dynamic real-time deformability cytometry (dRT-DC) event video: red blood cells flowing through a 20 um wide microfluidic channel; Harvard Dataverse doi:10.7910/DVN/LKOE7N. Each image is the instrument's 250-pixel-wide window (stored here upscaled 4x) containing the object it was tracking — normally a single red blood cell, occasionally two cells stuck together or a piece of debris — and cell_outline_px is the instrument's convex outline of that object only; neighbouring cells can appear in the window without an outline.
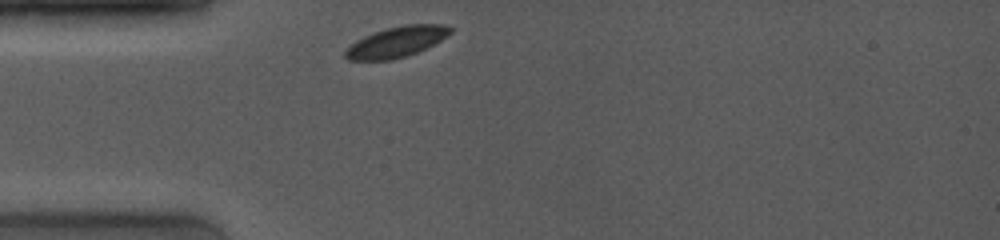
{"species": "common noctule bat (a hibernating species)", "species_latin": "Nyctalus noctula", "temperature_condition": "room temperature", "stored_images_in_passage": 38, "camera_frame_rate_fps": 4000, "um_per_image_px": 0.085, "animal": {"sex": "female", "body_mass_g": 19.0, "forearm_length_mm": 53.3}, "frame": {"image": 1, "passage_image": 1, "time_ms": 0.0, "image_size_px": [1000, 240], "cell_outline_px": [[452, 32], [440, 40], [408, 56], [392, 60], [348, 60], [344, 56], [344, 52], [356, 40], [364, 36], [388, 28], [404, 24], [440, 24], [452, 28]], "centroid_in_image_um": [33.69, 3.57], "position_along_channel_um": 51.3, "area_um2": 18.44}}
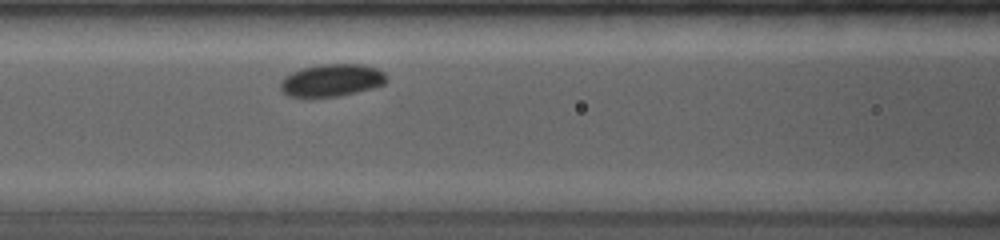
{"frame": {"image": 2, "passage_image": 10, "time_ms": 2.5, "image_size_px": [1000, 240], "cell_outline_px": [[388, 80], [384, 84], [372, 88], [340, 96], [300, 100], [288, 96], [280, 88], [280, 80], [292, 72], [304, 68], [320, 64], [364, 64], [376, 68], [384, 72], [388, 76]], "centroid_in_image_um": [28.17, 6.86], "position_along_channel_um": 138.4, "area_um2": 20.69}}
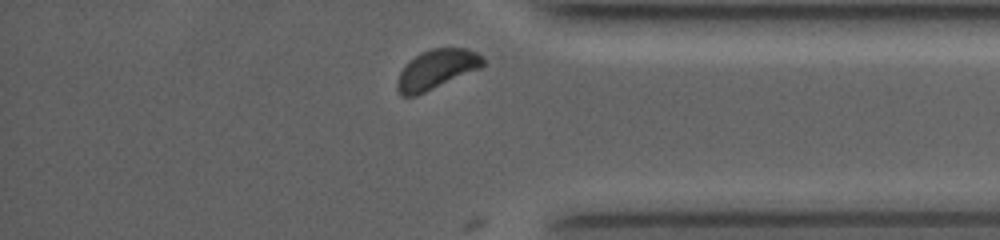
{"frame": {"image": 3, "passage_image": 35, "time_ms": 9.25, "image_size_px": [1000, 240], "cell_outline_px": [[484, 64], [480, 68], [416, 96], [400, 96], [396, 88], [396, 80], [400, 72], [420, 52], [432, 48], [468, 48], [476, 52], [484, 60]], "centroid_in_image_um": [37.08, 5.9], "position_along_channel_um": 398.1, "area_um2": 19.48}}